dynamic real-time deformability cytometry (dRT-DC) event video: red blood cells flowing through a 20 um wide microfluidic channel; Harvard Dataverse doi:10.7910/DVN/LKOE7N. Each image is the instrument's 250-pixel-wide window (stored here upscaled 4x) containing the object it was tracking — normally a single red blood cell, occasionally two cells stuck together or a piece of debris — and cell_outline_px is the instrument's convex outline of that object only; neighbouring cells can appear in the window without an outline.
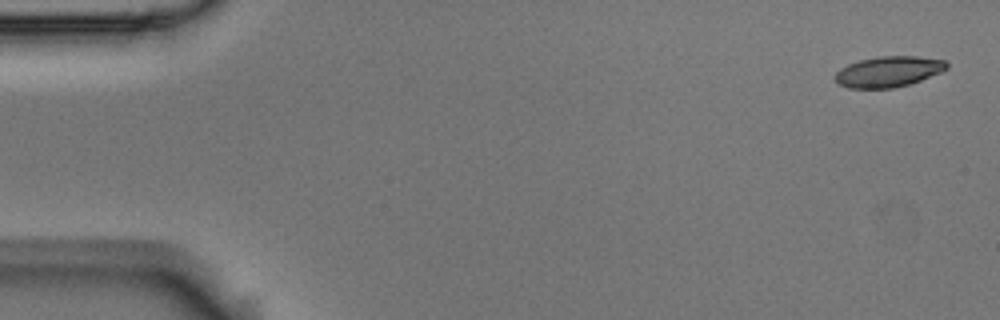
{"species": "Egyptian fruit bat (a non-hibernating species)", "species_latin": "Rousettus aegyptiacus", "temperature_condition": "room temperature", "stored_images_in_passage": 5, "camera_frame_rate_fps": 3000, "um_per_image_px": 0.085, "animal": {"sex": "male"}, "frame": {"image": 1, "passage_image": 1, "time_ms": 0.0, "image_size_px": [1000, 320], "cell_outline_px": [[948, 68], [940, 72], [920, 80], [908, 84], [892, 88], [848, 88], [840, 84], [836, 80], [836, 72], [840, 68], [848, 64], [860, 60], [876, 56], [916, 56], [944, 60], [948, 64]], "centroid_in_image_um": [75.51, 6.08], "position_along_channel_um": 9.5, "area_um2": 19.77}}